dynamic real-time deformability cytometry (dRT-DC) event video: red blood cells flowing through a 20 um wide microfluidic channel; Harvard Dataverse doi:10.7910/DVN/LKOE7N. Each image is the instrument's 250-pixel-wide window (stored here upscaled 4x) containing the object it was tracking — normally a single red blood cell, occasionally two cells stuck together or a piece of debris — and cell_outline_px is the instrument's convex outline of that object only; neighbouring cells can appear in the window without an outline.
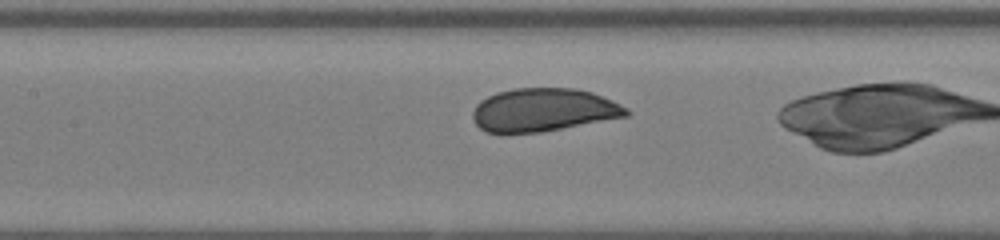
{"species": "human", "species_latin": "Homo sapiens", "temperature_condition": "warm", "stored_images_in_passage": 30, "camera_frame_rate_fps": 3000, "um_per_image_px": 0.085, "donor": {"sex": "female"}, "frame": {"image": 1, "passage_image": 14, "time_ms": 4.333, "image_size_px": [1000, 240], "cell_outline_px": [[632, 112], [628, 116], [544, 132], [500, 136], [488, 132], [480, 128], [476, 124], [472, 116], [472, 112], [476, 104], [480, 100], [496, 92], [512, 88], [576, 88], [592, 92], [612, 100], [628, 108]], "centroid_in_image_um": [46.16, 9.38], "position_along_channel_um": 161.2, "area_um2": 39.65}}
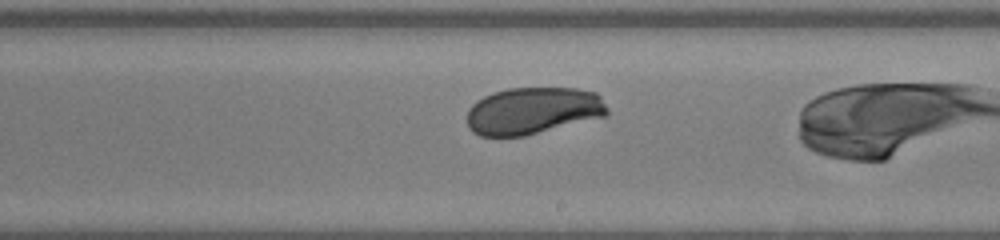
{"frame": {"image": 2, "passage_image": 20, "time_ms": 6.333, "image_size_px": [1000, 240], "cell_outline_px": [[608, 116], [524, 136], [480, 136], [472, 132], [468, 128], [468, 108], [476, 100], [484, 96], [508, 88], [576, 88], [596, 92], [600, 96], [608, 108]], "centroid_in_image_um": [45.32, 9.42], "position_along_channel_um": 243.7, "area_um2": 38.73}}
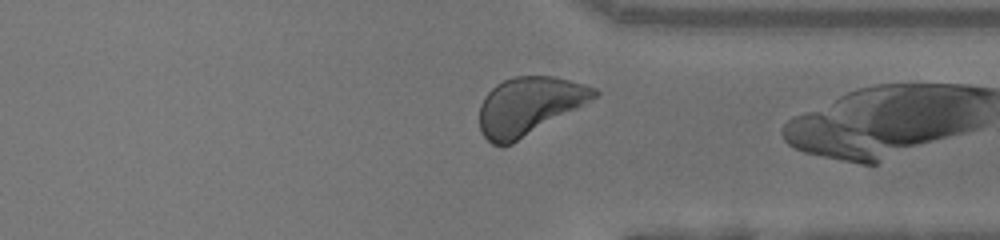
{"frame": {"image": 3, "passage_image": 29, "time_ms": 9.333, "image_size_px": [1000, 240], "cell_outline_px": [[600, 92], [596, 96], [584, 104], [512, 144], [492, 144], [480, 132], [480, 104], [484, 96], [496, 84], [512, 76], [552, 76], [584, 84], [596, 88]], "centroid_in_image_um": [44.94, 8.99], "position_along_channel_um": 366.5, "area_um2": 38.21}}